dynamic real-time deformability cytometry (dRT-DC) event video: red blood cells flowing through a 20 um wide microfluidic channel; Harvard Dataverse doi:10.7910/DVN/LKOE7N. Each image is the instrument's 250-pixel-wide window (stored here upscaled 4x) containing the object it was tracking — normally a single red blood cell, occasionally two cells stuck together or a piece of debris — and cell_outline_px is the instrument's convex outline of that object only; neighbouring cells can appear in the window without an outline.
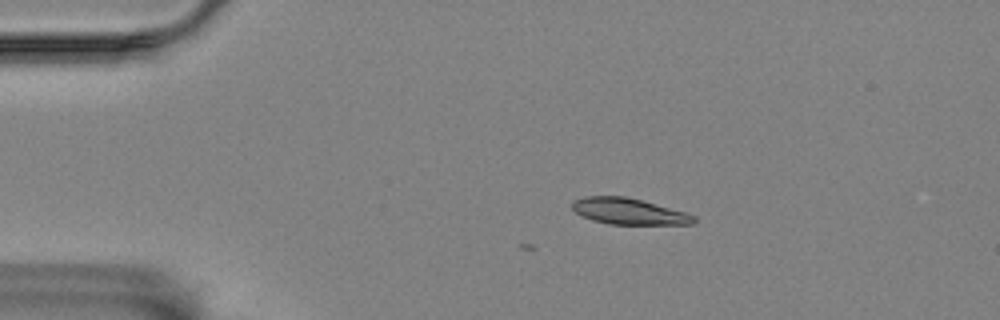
{"species": "Egyptian fruit bat (a non-hibernating species)", "species_latin": "Rousettus aegyptiacus", "temperature_condition": "room temperature", "stored_images_in_passage": 3, "camera_frame_rate_fps": 3000, "um_per_image_px": 0.085, "animal": {"sex": "female"}, "frame": {"image": 1, "passage_image": 3, "time_ms": 0.667, "image_size_px": [1000, 320], "cell_outline_px": [[696, 220], [692, 224], [608, 224], [592, 220], [576, 212], [572, 208], [572, 200], [584, 196], [624, 196], [640, 200], [684, 212], [696, 216]], "centroid_in_image_um": [53.41, 17.96], "position_along_channel_um": 31.6, "area_um2": 18.32}}